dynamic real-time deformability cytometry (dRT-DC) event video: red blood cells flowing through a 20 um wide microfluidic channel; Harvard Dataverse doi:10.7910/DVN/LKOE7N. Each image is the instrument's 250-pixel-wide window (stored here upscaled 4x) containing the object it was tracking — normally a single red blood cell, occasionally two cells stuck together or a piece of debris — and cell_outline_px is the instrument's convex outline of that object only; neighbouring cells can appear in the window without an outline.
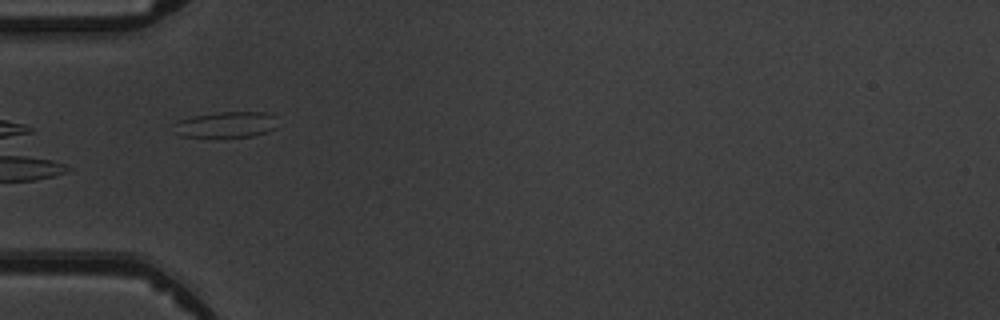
{"species": "common noctule bat (a hibernating species)", "species_latin": "Nyctalus noctula", "temperature_condition": "warm", "stored_images_in_passage": 6, "camera_frame_rate_fps": 3000, "um_per_image_px": 0.085, "animal": {"sex": "male", "body_mass_g": 19.5, "forearm_length_mm": 54.6}, "frame": {"image": 1, "passage_image": 3, "time_ms": 2.333, "image_size_px": [1000, 320], "cell_outline_px": [[276, 128], [268, 132], [252, 136], [180, 136], [176, 124], [176, 120], [192, 116], [220, 112], [264, 112], [276, 116]], "centroid_in_image_um": [19.3, 10.57], "position_along_channel_um": 65.7, "area_um2": 15.32}}
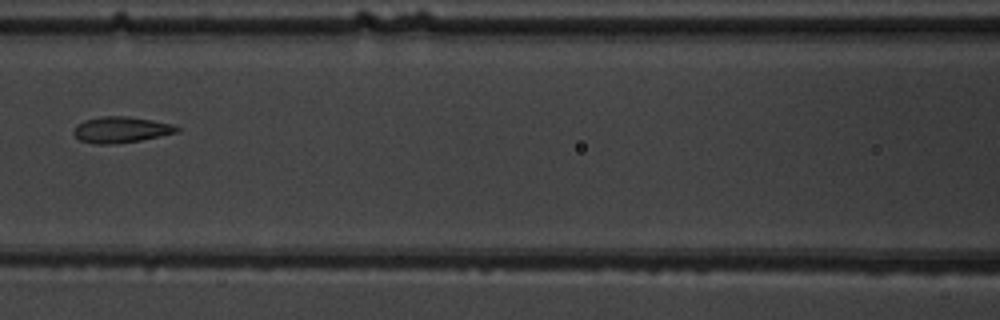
{"frame": {"image": 2, "passage_image": 5, "time_ms": 4.667, "image_size_px": [1000, 320], "cell_outline_px": [[180, 132], [140, 140], [112, 144], [96, 144], [80, 140], [72, 132], [76, 124], [84, 120], [100, 116], [128, 116], [152, 120], [172, 124], [180, 128]], "centroid_in_image_um": [10.28, 11.02], "position_along_channel_um": 156.3, "area_um2": 15.72}}
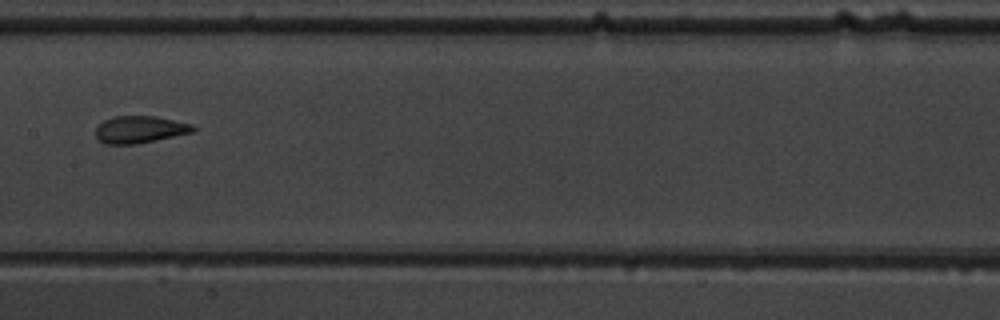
{"frame": {"image": 3, "passage_image": 6, "time_ms": 5.667, "image_size_px": [1000, 320], "cell_outline_px": [[196, 128], [192, 132], [136, 144], [104, 144], [96, 136], [96, 128], [104, 120], [112, 116], [156, 116], [192, 124]], "centroid_in_image_um": [11.86, 11.0], "position_along_channel_um": 195.5, "area_um2": 15.26}}